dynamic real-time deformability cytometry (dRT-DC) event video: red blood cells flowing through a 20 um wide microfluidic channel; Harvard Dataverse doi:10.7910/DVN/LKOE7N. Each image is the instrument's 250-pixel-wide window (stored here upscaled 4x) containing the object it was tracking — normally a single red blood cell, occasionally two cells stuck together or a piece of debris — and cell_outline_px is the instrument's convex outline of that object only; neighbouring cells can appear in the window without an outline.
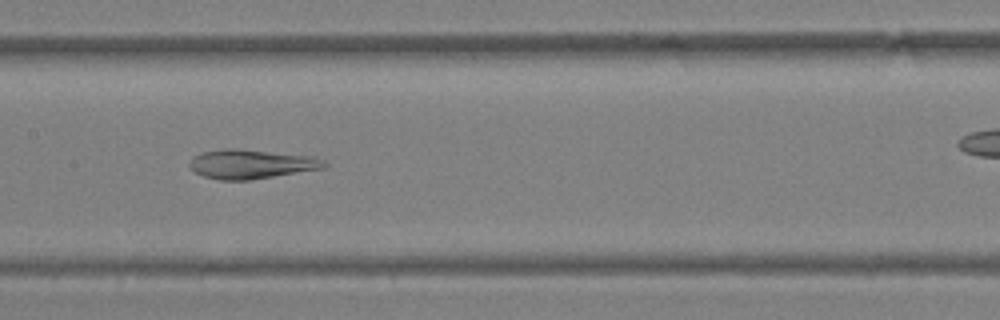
{"species": "Egyptian fruit bat (a non-hibernating species)", "species_latin": "Rousettus aegyptiacus", "temperature_condition": "warm", "stored_images_in_passage": 49, "camera_frame_rate_fps": 3000, "um_per_image_px": 0.085, "animal": {"sex": "female"}, "frame": {"image": 1, "passage_image": 25, "time_ms": 8.0, "image_size_px": [1000, 320], "cell_outline_px": [[328, 164], [324, 168], [252, 180], [220, 180], [204, 176], [188, 168], [188, 164], [192, 156], [204, 152], [224, 148], [232, 148], [312, 156], [324, 160]], "centroid_in_image_um": [21.33, 13.95], "position_along_channel_um": 186.1, "area_um2": 22.95}}
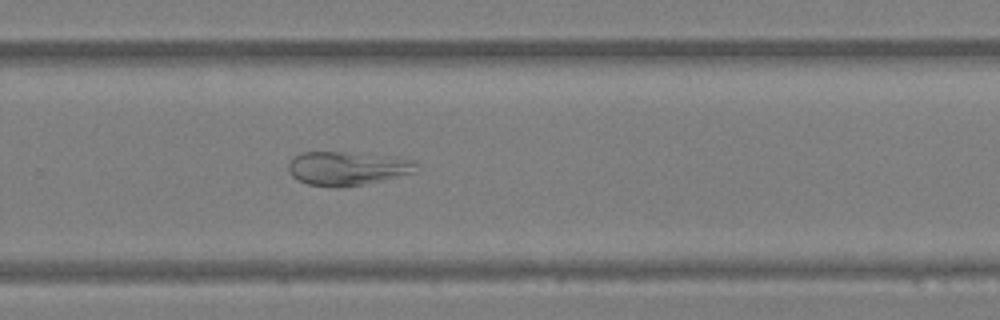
{"frame": {"image": 2, "passage_image": 33, "time_ms": 10.667, "image_size_px": [1000, 320], "cell_outline_px": [[416, 164], [412, 172], [396, 176], [360, 184], [340, 188], [332, 188], [308, 184], [292, 176], [288, 172], [288, 164], [296, 156], [304, 152], [348, 152], [396, 156], [412, 160]], "centroid_in_image_um": [29.46, 14.3], "position_along_channel_um": 300.3, "area_um2": 24.8}}
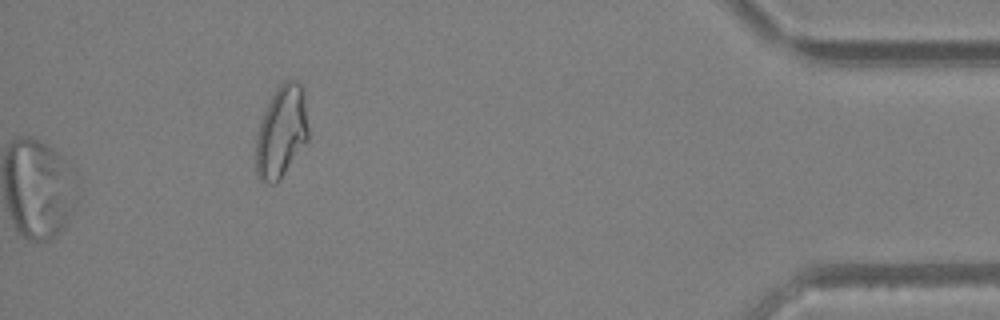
{"frame": {"image": 3, "passage_image": 49, "time_ms": 16.0, "image_size_px": [1000, 320], "cell_outline_px": [[308, 140], [276, 184], [272, 184], [260, 180], [256, 176], [256, 136], [264, 112], [276, 88], [284, 80], [296, 80], [300, 84], [304, 92], [308, 128]], "centroid_in_image_um": [23.92, 11.2], "position_along_channel_um": 411.3, "area_um2": 27.98}}